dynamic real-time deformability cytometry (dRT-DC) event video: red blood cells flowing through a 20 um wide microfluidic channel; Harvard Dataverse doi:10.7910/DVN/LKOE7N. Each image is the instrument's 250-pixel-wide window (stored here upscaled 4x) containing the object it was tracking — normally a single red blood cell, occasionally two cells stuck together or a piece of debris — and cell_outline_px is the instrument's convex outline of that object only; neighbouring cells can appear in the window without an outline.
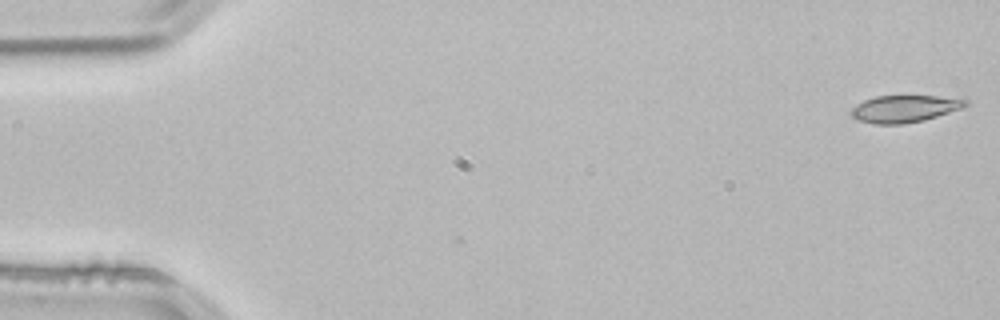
{"species": "common noctule bat (a hibernating species)", "species_latin": "Nyctalus noctula", "temperature_condition": "room temperature", "stored_images_in_passage": 4, "camera_frame_rate_fps": 3000, "um_per_image_px": 0.085, "animal": {"sex": "male", "body_mass_g": 21.5, "forearm_length_mm": 52.0}, "frame": {"image": 1, "passage_image": 1, "time_ms": 0.0, "image_size_px": [1000, 320], "cell_outline_px": [[968, 104], [964, 108], [924, 120], [904, 124], [872, 124], [856, 120], [848, 112], [856, 104], [864, 100], [876, 96], [936, 96], [968, 100]], "centroid_in_image_um": [76.85, 9.25], "position_along_channel_um": 8.2, "area_um2": 18.21}}